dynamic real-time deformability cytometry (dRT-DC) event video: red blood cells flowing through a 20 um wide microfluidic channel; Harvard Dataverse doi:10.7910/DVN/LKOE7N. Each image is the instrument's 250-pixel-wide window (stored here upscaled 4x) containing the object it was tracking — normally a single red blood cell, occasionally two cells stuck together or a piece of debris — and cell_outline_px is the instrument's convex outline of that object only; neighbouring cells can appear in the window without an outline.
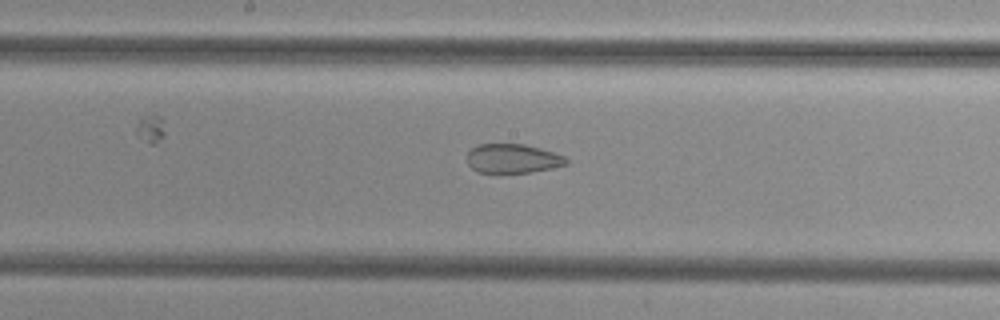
{"species": "common noctule bat (a hibernating species)", "species_latin": "Nyctalus noctula", "temperature_condition": "cold", "stored_images_in_passage": 40, "segment_of_instrument_passage": [1, 2], "camera_frame_rate_fps": 3000, "um_per_image_px": 0.085, "animal": {"sex": "female", "body_mass_g": 29.2, "forearm_length_mm": 56.3}, "frame": {"image": 1, "passage_image": 26, "time_ms": 8.333, "image_size_px": [1000, 320], "cell_outline_px": [[568, 164], [552, 168], [528, 172], [476, 172], [468, 164], [468, 152], [472, 148], [480, 144], [524, 144], [540, 148], [564, 156], [568, 160]], "centroid_in_image_um": [43.58, 13.47], "position_along_channel_um": 204.6, "area_um2": 16.65}}
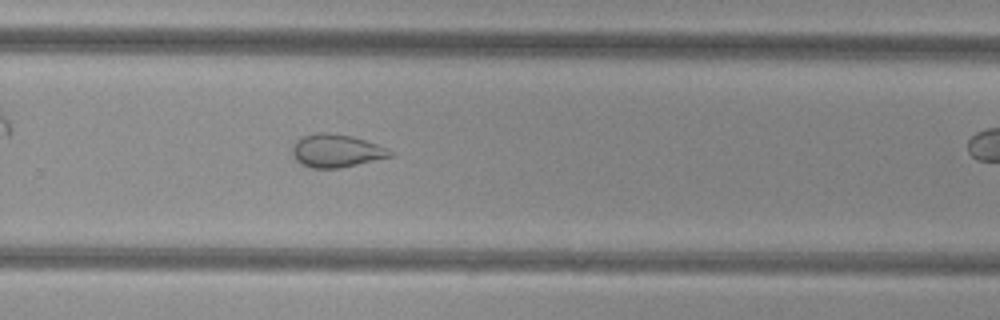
{"frame": {"image": 2, "passage_image": 33, "time_ms": 10.667, "image_size_px": [1000, 320], "cell_outline_px": [[392, 156], [340, 168], [308, 168], [300, 164], [292, 156], [292, 144], [296, 140], [304, 136], [320, 132], [328, 132], [352, 136], [388, 148], [392, 152]], "centroid_in_image_um": [28.53, 12.82], "position_along_channel_um": 301.3, "area_um2": 18.84}}
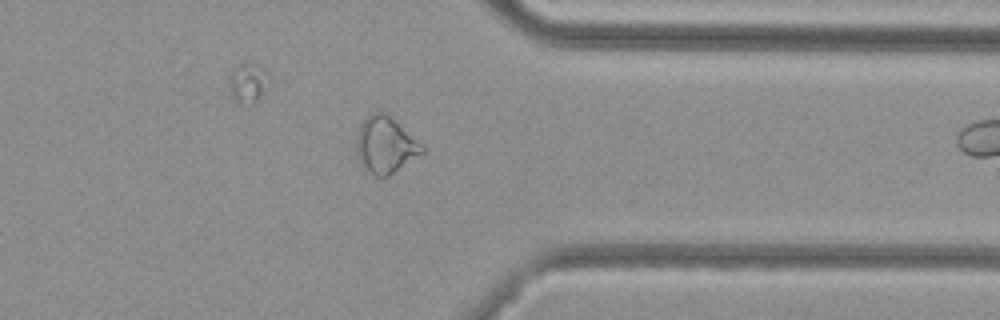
{"frame": {"image": 3, "passage_image": 39, "time_ms": 12.667, "image_size_px": [1000, 320], "cell_outline_px": [[424, 152], [388, 176], [376, 176], [368, 172], [356, 156], [356, 140], [360, 124], [372, 112], [384, 112], [424, 144]], "centroid_in_image_um": [32.76, 12.32], "position_along_channel_um": 378.6, "area_um2": 21.44}}